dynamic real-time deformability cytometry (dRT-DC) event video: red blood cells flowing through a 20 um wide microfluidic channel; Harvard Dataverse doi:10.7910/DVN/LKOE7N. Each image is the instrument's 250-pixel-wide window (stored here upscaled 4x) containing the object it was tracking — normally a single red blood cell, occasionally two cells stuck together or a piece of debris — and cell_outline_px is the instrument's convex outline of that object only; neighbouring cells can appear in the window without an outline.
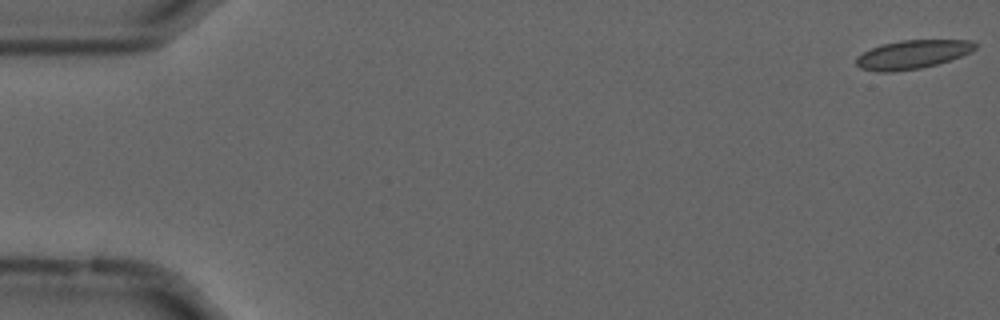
{"species": "common noctule bat (a hibernating species)", "species_latin": "Nyctalus noctula", "temperature_condition": "cold", "stored_images_in_passage": 54, "camera_frame_rate_fps": 3000, "um_per_image_px": 0.085, "animal": {"sex": "male", "forearm_length_mm": 52.5}, "frame": {"image": 1, "passage_image": 1, "time_ms": 0.0, "image_size_px": [1000, 320], "cell_outline_px": [[980, 44], [972, 52], [936, 64], [920, 68], [892, 72], [876, 72], [860, 68], [856, 64], [856, 56], [872, 48], [884, 44], [900, 40], [972, 40]], "centroid_in_image_um": [77.58, 4.62], "position_along_channel_um": 7.4, "area_um2": 19.88}}
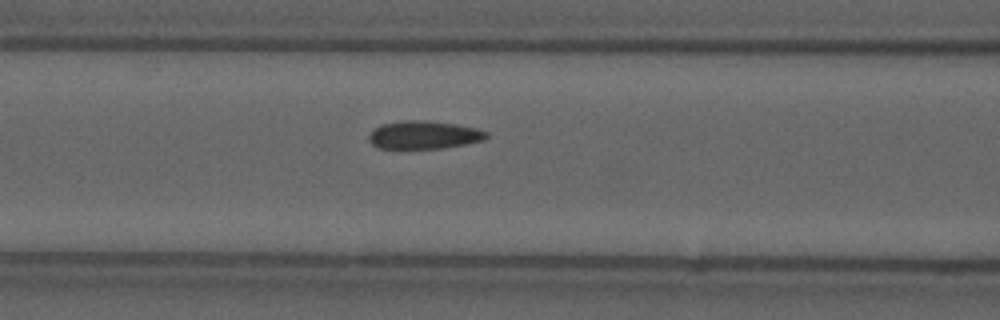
{"frame": {"image": 2, "passage_image": 23, "time_ms": 7.333, "image_size_px": [1000, 320], "cell_outline_px": [[488, 136], [484, 140], [464, 144], [440, 148], [380, 148], [372, 144], [368, 140], [368, 136], [376, 128], [384, 124], [404, 120], [416, 120], [456, 124], [476, 128], [488, 132]], "centroid_in_image_um": [36.05, 11.47], "position_along_channel_um": 130.6, "area_um2": 18.84}}
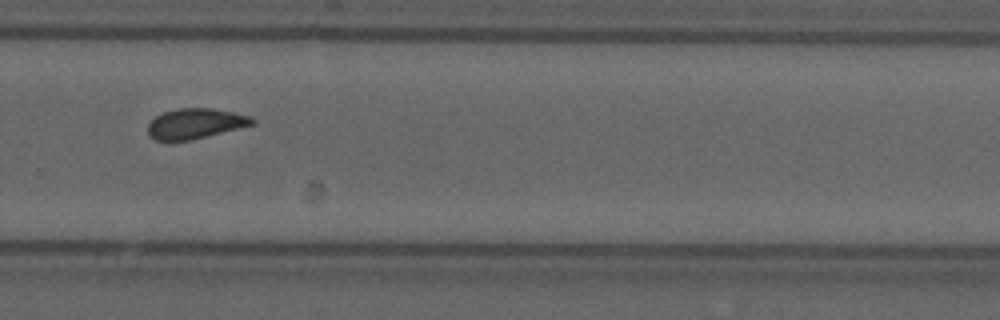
{"frame": {"image": 3, "passage_image": 38, "time_ms": 12.333, "image_size_px": [1000, 320], "cell_outline_px": [[256, 124], [192, 140], [156, 140], [148, 136], [148, 124], [156, 116], [164, 112], [176, 108], [212, 108], [232, 112], [248, 116], [256, 120]], "centroid_in_image_um": [16.61, 10.5], "position_along_channel_um": 313.2, "area_um2": 18.38}, "authors_computed_cell_mechanics": {"area_um2": 19.3052, "velocity_mm_per_s": 3.6612, "shape_relaxation_time_tau1_ms": null, "shape_relaxation_time_tau2_ms": 1.9457, "deformation_change_tau1": null, "deformation_change_tau2": 0.0596}}